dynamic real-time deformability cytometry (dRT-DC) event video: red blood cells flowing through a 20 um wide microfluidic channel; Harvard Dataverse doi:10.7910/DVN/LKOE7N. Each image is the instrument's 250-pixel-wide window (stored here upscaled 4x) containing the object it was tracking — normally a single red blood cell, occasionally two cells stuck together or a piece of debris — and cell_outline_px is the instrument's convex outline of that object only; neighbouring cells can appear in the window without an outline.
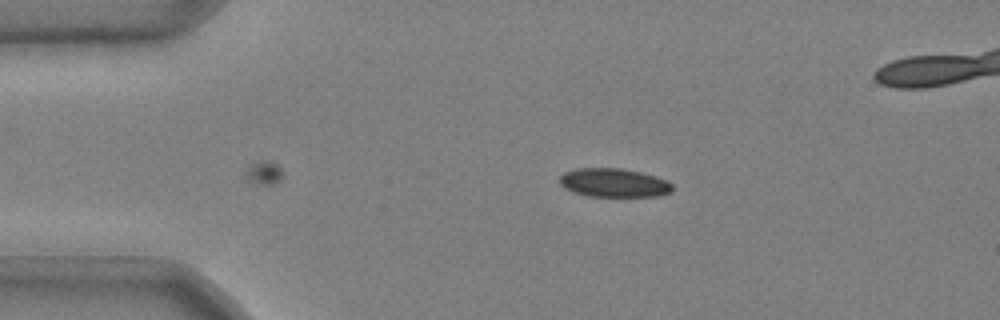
{"species": "common noctule bat (a hibernating species)", "species_latin": "Nyctalus noctula", "temperature_condition": "cold", "stored_images_in_passage": 4, "camera_frame_rate_fps": 3000, "um_per_image_px": 0.085, "animal": {"sex": "male", "body_mass_g": 20.4}, "frame": {"image": 1, "passage_image": 1, "time_ms": 0.0, "image_size_px": [1000, 320], "cell_outline_px": [[672, 192], [660, 196], [588, 196], [572, 192], [564, 188], [560, 184], [560, 176], [564, 172], [576, 168], [624, 168], [656, 176], [668, 180], [672, 184]], "centroid_in_image_um": [52.19, 15.53], "position_along_channel_um": 32.8, "area_um2": 19.07}}